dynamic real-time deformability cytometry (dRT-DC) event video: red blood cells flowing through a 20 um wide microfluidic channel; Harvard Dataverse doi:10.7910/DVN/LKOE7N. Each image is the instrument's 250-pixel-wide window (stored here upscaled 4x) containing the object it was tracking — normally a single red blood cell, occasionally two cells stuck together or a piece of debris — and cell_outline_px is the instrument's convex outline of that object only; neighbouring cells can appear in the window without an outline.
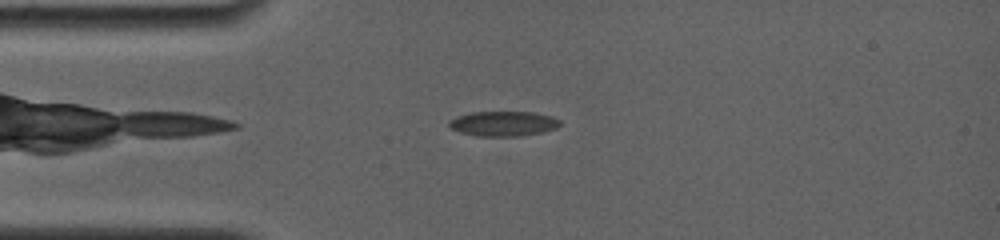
{"species": "common noctule bat (a hibernating species)", "species_latin": "Nyctalus noctula", "temperature_condition": "room temperature", "stored_images_in_passage": 35, "camera_frame_rate_fps": 4000, "um_per_image_px": 0.085, "animal": {"sex": "female", "body_mass_g": 19.0, "forearm_length_mm": 56.7}, "frame": {"image": 1, "passage_image": 1, "time_ms": 0.0, "image_size_px": [1000, 240], "cell_outline_px": [[560, 124], [556, 128], [540, 132], [516, 136], [476, 136], [460, 132], [452, 128], [448, 124], [448, 120], [456, 116], [472, 112], [532, 112], [552, 116], [560, 120]], "centroid_in_image_um": [42.75, 10.5], "position_along_channel_um": 42.3, "area_um2": 16.01}}
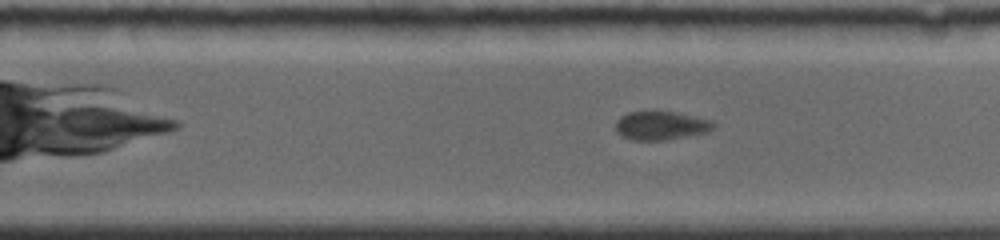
{"frame": {"image": 2, "passage_image": 18, "time_ms": 6.5, "image_size_px": [1000, 240], "cell_outline_px": [[716, 124], [708, 132], [664, 140], [632, 140], [620, 136], [616, 132], [616, 120], [620, 116], [628, 112], [676, 112], [712, 120]], "centroid_in_image_um": [56.16, 10.68], "position_along_channel_um": 273.6, "area_um2": 16.3}}
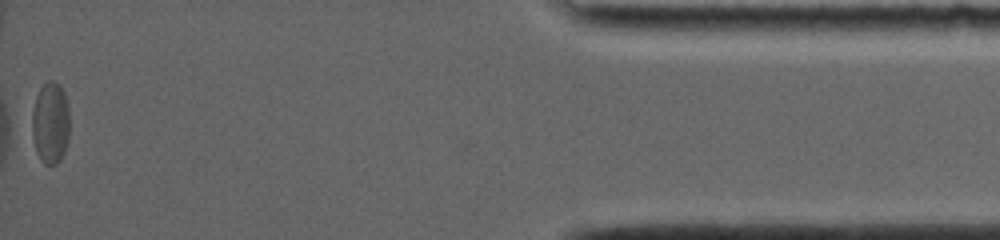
{"frame": {"image": 3, "passage_image": 35, "time_ms": 12.5, "image_size_px": [1000, 240], "cell_outline_px": [[68, 140], [64, 152], [60, 160], [56, 164], [44, 164], [40, 160], [36, 152], [32, 136], [32, 112], [36, 96], [40, 88], [48, 80], [52, 80], [60, 84], [64, 92], [68, 108]], "centroid_in_image_um": [4.27, 10.45], "position_along_channel_um": 430.9, "area_um2": 17.98}}